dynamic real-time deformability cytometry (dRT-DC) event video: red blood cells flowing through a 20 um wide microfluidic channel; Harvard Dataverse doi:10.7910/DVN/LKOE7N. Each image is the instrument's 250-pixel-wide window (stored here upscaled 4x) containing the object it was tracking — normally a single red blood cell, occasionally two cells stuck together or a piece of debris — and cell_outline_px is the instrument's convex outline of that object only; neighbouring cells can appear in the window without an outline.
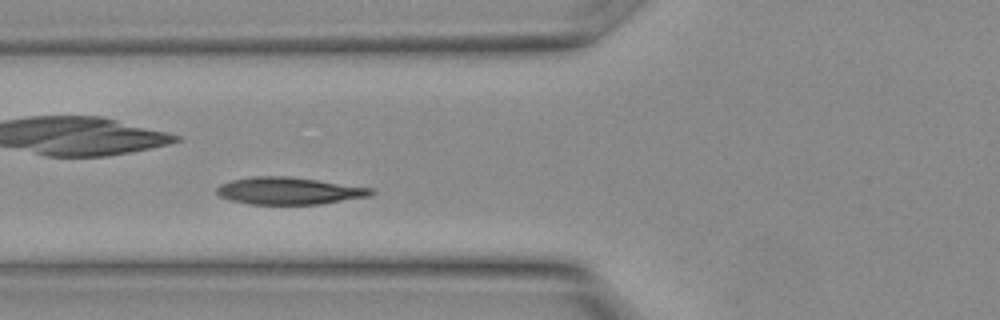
{"species": "Egyptian fruit bat (a non-hibernating species)", "species_latin": "Rousettus aegyptiacus", "temperature_condition": "warm", "stored_images_in_passage": 14, "camera_frame_rate_fps": 3000, "um_per_image_px": 0.085, "animal": {"sex": "female"}, "frame": {"image": 1, "passage_image": 3, "time_ms": 0.667, "image_size_px": [1000, 320], "cell_outline_px": [[376, 192], [368, 196], [320, 204], [248, 204], [232, 200], [220, 196], [216, 192], [216, 188], [220, 184], [232, 180], [252, 176], [288, 176], [372, 188]], "centroid_in_image_um": [24.53, 16.22], "position_along_channel_um": 101.3, "area_um2": 24.22}}
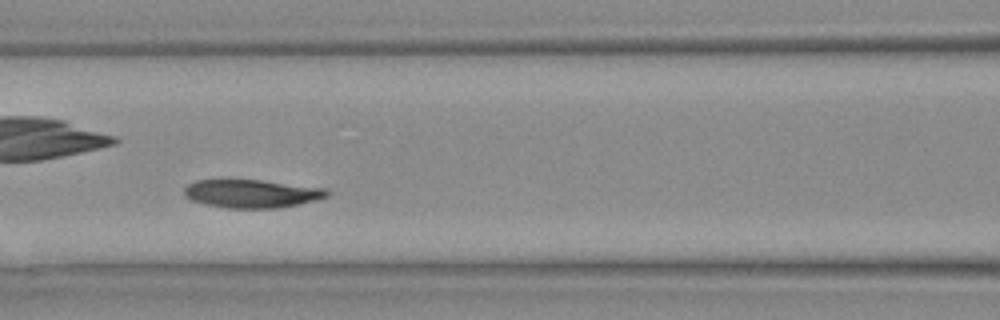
{"frame": {"image": 2, "passage_image": 5, "time_ms": 1.333, "image_size_px": [1000, 320], "cell_outline_px": [[332, 192], [328, 196], [316, 200], [300, 204], [276, 208], [224, 208], [204, 204], [192, 200], [184, 196], [184, 188], [188, 184], [196, 180], [260, 180], [328, 188]], "centroid_in_image_um": [21.43, 16.46], "position_along_channel_um": 145.2, "area_um2": 23.7}}